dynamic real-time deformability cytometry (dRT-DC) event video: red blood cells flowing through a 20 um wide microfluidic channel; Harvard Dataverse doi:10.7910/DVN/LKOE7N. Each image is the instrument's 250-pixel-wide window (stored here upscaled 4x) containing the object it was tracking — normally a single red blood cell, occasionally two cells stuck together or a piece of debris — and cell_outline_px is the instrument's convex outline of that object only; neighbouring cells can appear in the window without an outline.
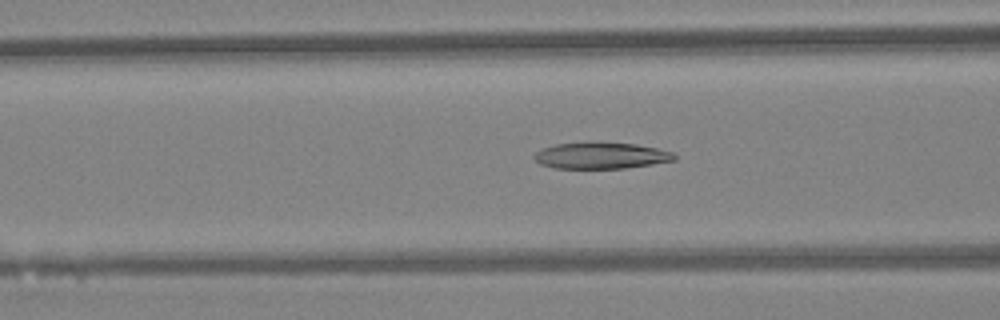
{"species": "Egyptian fruit bat (a non-hibernating species)", "species_latin": "Rousettus aegyptiacus", "temperature_condition": "warm", "stored_images_in_passage": 47, "camera_frame_rate_fps": 3000, "um_per_image_px": 0.085, "animal": {"sex": "female"}, "frame": {"image": 1, "passage_image": 19, "time_ms": 6.0, "image_size_px": [1000, 320], "cell_outline_px": [[676, 160], [652, 164], [624, 168], [556, 168], [540, 164], [532, 156], [540, 148], [556, 144], [636, 144], [656, 148], [672, 152], [676, 156]], "centroid_in_image_um": [51.08, 13.25], "position_along_channel_um": 115.5, "area_um2": 20.87}}
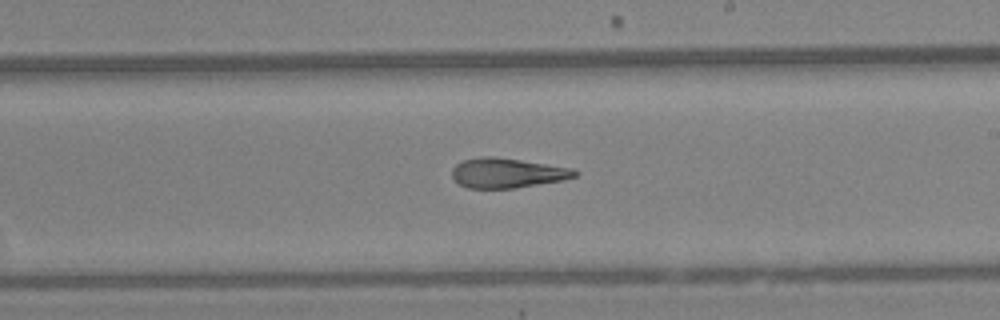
{"frame": {"image": 2, "passage_image": 28, "time_ms": 9.0, "image_size_px": [1000, 320], "cell_outline_px": [[576, 176], [560, 180], [516, 188], [468, 188], [460, 184], [452, 176], [452, 168], [456, 164], [464, 160], [480, 156], [492, 156], [520, 160], [572, 168], [576, 172]], "centroid_in_image_um": [43.06, 14.7], "position_along_channel_um": 245.9, "area_um2": 20.98}}
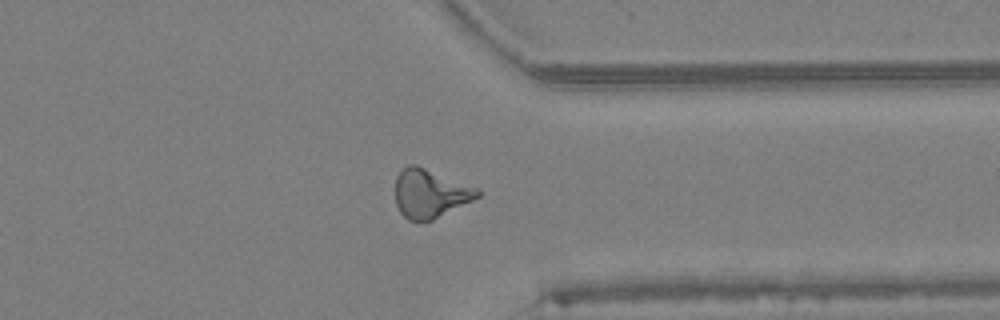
{"frame": {"image": 3, "passage_image": 37, "time_ms": 12.0, "image_size_px": [1000, 320], "cell_outline_px": [[480, 196], [432, 220], [408, 220], [400, 212], [396, 204], [396, 176], [408, 164], [416, 164], [480, 188]], "centroid_in_image_um": [36.57, 16.42], "position_along_channel_um": 374.8, "area_um2": 23.18}, "authors_computed_cell_mechanics": {"area_um2": 22.3108, "velocity_mm_per_s": 4.3723, "shape_relaxation_time_tau1_ms": null, "shape_relaxation_time_tau2_ms": 2.1291, "deformation_change_tau1": null, "deformation_change_tau2": 0.1234}}